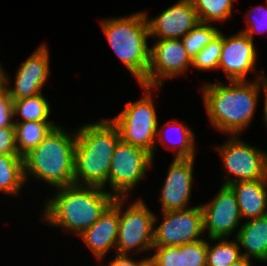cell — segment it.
I'll use <instances>...</instances> for the list:
<instances>
[{
    "label": "cell",
    "mask_w": 267,
    "mask_h": 266,
    "mask_svg": "<svg viewBox=\"0 0 267 266\" xmlns=\"http://www.w3.org/2000/svg\"><path fill=\"white\" fill-rule=\"evenodd\" d=\"M266 87L267 78L204 83L202 100L211 125L228 136H239L253 120L259 92Z\"/></svg>",
    "instance_id": "1"
},
{
    "label": "cell",
    "mask_w": 267,
    "mask_h": 266,
    "mask_svg": "<svg viewBox=\"0 0 267 266\" xmlns=\"http://www.w3.org/2000/svg\"><path fill=\"white\" fill-rule=\"evenodd\" d=\"M44 205L43 220L51 227H61L80 236L113 204L115 197L102 187L69 185Z\"/></svg>",
    "instance_id": "2"
},
{
    "label": "cell",
    "mask_w": 267,
    "mask_h": 266,
    "mask_svg": "<svg viewBox=\"0 0 267 266\" xmlns=\"http://www.w3.org/2000/svg\"><path fill=\"white\" fill-rule=\"evenodd\" d=\"M120 139L119 129L111 119L86 123L78 128L74 184L105 189L111 159Z\"/></svg>",
    "instance_id": "3"
},
{
    "label": "cell",
    "mask_w": 267,
    "mask_h": 266,
    "mask_svg": "<svg viewBox=\"0 0 267 266\" xmlns=\"http://www.w3.org/2000/svg\"><path fill=\"white\" fill-rule=\"evenodd\" d=\"M76 131L59 125L23 156L25 182L32 175L54 188L74 184ZM30 175V176H29Z\"/></svg>",
    "instance_id": "4"
},
{
    "label": "cell",
    "mask_w": 267,
    "mask_h": 266,
    "mask_svg": "<svg viewBox=\"0 0 267 266\" xmlns=\"http://www.w3.org/2000/svg\"><path fill=\"white\" fill-rule=\"evenodd\" d=\"M101 28L109 45L139 85L147 77L150 65V37L145 12L101 20Z\"/></svg>",
    "instance_id": "5"
},
{
    "label": "cell",
    "mask_w": 267,
    "mask_h": 266,
    "mask_svg": "<svg viewBox=\"0 0 267 266\" xmlns=\"http://www.w3.org/2000/svg\"><path fill=\"white\" fill-rule=\"evenodd\" d=\"M140 86L144 96L136 102H127L125 108L111 120L117 125L124 142L145 149L154 160L158 119L151 92L156 87Z\"/></svg>",
    "instance_id": "6"
},
{
    "label": "cell",
    "mask_w": 267,
    "mask_h": 266,
    "mask_svg": "<svg viewBox=\"0 0 267 266\" xmlns=\"http://www.w3.org/2000/svg\"><path fill=\"white\" fill-rule=\"evenodd\" d=\"M125 201L126 198H118L119 228L115 252L128 255L133 250L136 253L152 250L153 230L157 223L155 213L151 212L142 199L131 202L124 211L122 207Z\"/></svg>",
    "instance_id": "7"
},
{
    "label": "cell",
    "mask_w": 267,
    "mask_h": 266,
    "mask_svg": "<svg viewBox=\"0 0 267 266\" xmlns=\"http://www.w3.org/2000/svg\"><path fill=\"white\" fill-rule=\"evenodd\" d=\"M152 163L153 159L149 152L120 139L110 163L109 193L115 198H127L130 190L145 177Z\"/></svg>",
    "instance_id": "8"
},
{
    "label": "cell",
    "mask_w": 267,
    "mask_h": 266,
    "mask_svg": "<svg viewBox=\"0 0 267 266\" xmlns=\"http://www.w3.org/2000/svg\"><path fill=\"white\" fill-rule=\"evenodd\" d=\"M216 146L223 160V168L228 173L223 185L234 182L267 180V153L240 140L237 135ZM237 179H236V178Z\"/></svg>",
    "instance_id": "9"
},
{
    "label": "cell",
    "mask_w": 267,
    "mask_h": 266,
    "mask_svg": "<svg viewBox=\"0 0 267 266\" xmlns=\"http://www.w3.org/2000/svg\"><path fill=\"white\" fill-rule=\"evenodd\" d=\"M162 213L163 221L153 230V247L181 246L202 239L203 212L200 205Z\"/></svg>",
    "instance_id": "10"
},
{
    "label": "cell",
    "mask_w": 267,
    "mask_h": 266,
    "mask_svg": "<svg viewBox=\"0 0 267 266\" xmlns=\"http://www.w3.org/2000/svg\"><path fill=\"white\" fill-rule=\"evenodd\" d=\"M191 61L181 39H158L151 47L147 77L141 84L163 87L164 80L188 71Z\"/></svg>",
    "instance_id": "11"
},
{
    "label": "cell",
    "mask_w": 267,
    "mask_h": 266,
    "mask_svg": "<svg viewBox=\"0 0 267 266\" xmlns=\"http://www.w3.org/2000/svg\"><path fill=\"white\" fill-rule=\"evenodd\" d=\"M218 69L226 74L228 81H247L248 72H254L258 79L267 78L257 71V52L254 41L244 32L239 31L233 36L225 37Z\"/></svg>",
    "instance_id": "12"
},
{
    "label": "cell",
    "mask_w": 267,
    "mask_h": 266,
    "mask_svg": "<svg viewBox=\"0 0 267 266\" xmlns=\"http://www.w3.org/2000/svg\"><path fill=\"white\" fill-rule=\"evenodd\" d=\"M203 212V231L208 230L210 238H227L239 226L241 213L232 189L221 185L213 200L200 205Z\"/></svg>",
    "instance_id": "13"
},
{
    "label": "cell",
    "mask_w": 267,
    "mask_h": 266,
    "mask_svg": "<svg viewBox=\"0 0 267 266\" xmlns=\"http://www.w3.org/2000/svg\"><path fill=\"white\" fill-rule=\"evenodd\" d=\"M195 158H174L160 191L162 212L187 209L193 185Z\"/></svg>",
    "instance_id": "14"
},
{
    "label": "cell",
    "mask_w": 267,
    "mask_h": 266,
    "mask_svg": "<svg viewBox=\"0 0 267 266\" xmlns=\"http://www.w3.org/2000/svg\"><path fill=\"white\" fill-rule=\"evenodd\" d=\"M145 14L150 37L157 39H181L200 22L191 0H179L151 19Z\"/></svg>",
    "instance_id": "15"
},
{
    "label": "cell",
    "mask_w": 267,
    "mask_h": 266,
    "mask_svg": "<svg viewBox=\"0 0 267 266\" xmlns=\"http://www.w3.org/2000/svg\"><path fill=\"white\" fill-rule=\"evenodd\" d=\"M119 228L118 198L104 212V214L79 237L85 242L94 256L101 260L110 251L115 249Z\"/></svg>",
    "instance_id": "16"
},
{
    "label": "cell",
    "mask_w": 267,
    "mask_h": 266,
    "mask_svg": "<svg viewBox=\"0 0 267 266\" xmlns=\"http://www.w3.org/2000/svg\"><path fill=\"white\" fill-rule=\"evenodd\" d=\"M228 186L236 196L241 218L267 215V180L240 181Z\"/></svg>",
    "instance_id": "17"
},
{
    "label": "cell",
    "mask_w": 267,
    "mask_h": 266,
    "mask_svg": "<svg viewBox=\"0 0 267 266\" xmlns=\"http://www.w3.org/2000/svg\"><path fill=\"white\" fill-rule=\"evenodd\" d=\"M235 238L246 251L243 257L267 262V215L245 221Z\"/></svg>",
    "instance_id": "18"
},
{
    "label": "cell",
    "mask_w": 267,
    "mask_h": 266,
    "mask_svg": "<svg viewBox=\"0 0 267 266\" xmlns=\"http://www.w3.org/2000/svg\"><path fill=\"white\" fill-rule=\"evenodd\" d=\"M165 125H167L168 127ZM165 125L162 127V129H160V130H159V128L157 129V136H156L157 139L156 140L159 139V142L161 141V143L165 146L168 142H170L171 139L176 138V140L173 139L175 141L173 144V147L171 146L173 141L170 144V146L173 149V152L175 154L174 157L175 158H195V154H196L195 145H194L195 134L189 128V126H186V125L182 124L181 122H178L176 119L171 120V121L169 120ZM171 128L173 130V132H171V134L176 132V134L173 135L174 136L173 138H172L171 134L169 133L170 131H172ZM167 130L168 131L170 130V131L167 132ZM170 136H171V138H170ZM168 137H169V139H168Z\"/></svg>",
    "instance_id": "19"
},
{
    "label": "cell",
    "mask_w": 267,
    "mask_h": 266,
    "mask_svg": "<svg viewBox=\"0 0 267 266\" xmlns=\"http://www.w3.org/2000/svg\"><path fill=\"white\" fill-rule=\"evenodd\" d=\"M14 121L15 144L18 154L24 156L36 148L57 124L54 122Z\"/></svg>",
    "instance_id": "20"
},
{
    "label": "cell",
    "mask_w": 267,
    "mask_h": 266,
    "mask_svg": "<svg viewBox=\"0 0 267 266\" xmlns=\"http://www.w3.org/2000/svg\"><path fill=\"white\" fill-rule=\"evenodd\" d=\"M25 183L23 157L0 155V191L10 195L21 193Z\"/></svg>",
    "instance_id": "21"
},
{
    "label": "cell",
    "mask_w": 267,
    "mask_h": 266,
    "mask_svg": "<svg viewBox=\"0 0 267 266\" xmlns=\"http://www.w3.org/2000/svg\"><path fill=\"white\" fill-rule=\"evenodd\" d=\"M12 104L14 116L20 114L23 122H54L48 121L51 113L50 104L42 93L32 97L12 100Z\"/></svg>",
    "instance_id": "22"
},
{
    "label": "cell",
    "mask_w": 267,
    "mask_h": 266,
    "mask_svg": "<svg viewBox=\"0 0 267 266\" xmlns=\"http://www.w3.org/2000/svg\"><path fill=\"white\" fill-rule=\"evenodd\" d=\"M210 241L218 243L210 246L207 242V266H229L243 257L236 239L210 238Z\"/></svg>",
    "instance_id": "23"
},
{
    "label": "cell",
    "mask_w": 267,
    "mask_h": 266,
    "mask_svg": "<svg viewBox=\"0 0 267 266\" xmlns=\"http://www.w3.org/2000/svg\"><path fill=\"white\" fill-rule=\"evenodd\" d=\"M202 23L223 22L232 17L233 0H191Z\"/></svg>",
    "instance_id": "24"
},
{
    "label": "cell",
    "mask_w": 267,
    "mask_h": 266,
    "mask_svg": "<svg viewBox=\"0 0 267 266\" xmlns=\"http://www.w3.org/2000/svg\"><path fill=\"white\" fill-rule=\"evenodd\" d=\"M3 69V85L5 92L12 100H18L25 97H32L42 93L47 79L49 77H30L16 76L14 88L10 87V77Z\"/></svg>",
    "instance_id": "25"
},
{
    "label": "cell",
    "mask_w": 267,
    "mask_h": 266,
    "mask_svg": "<svg viewBox=\"0 0 267 266\" xmlns=\"http://www.w3.org/2000/svg\"><path fill=\"white\" fill-rule=\"evenodd\" d=\"M221 31L210 23L199 22L181 38L189 57L193 59Z\"/></svg>",
    "instance_id": "26"
},
{
    "label": "cell",
    "mask_w": 267,
    "mask_h": 266,
    "mask_svg": "<svg viewBox=\"0 0 267 266\" xmlns=\"http://www.w3.org/2000/svg\"><path fill=\"white\" fill-rule=\"evenodd\" d=\"M49 50L41 44L19 67L15 76L48 77L50 75Z\"/></svg>",
    "instance_id": "27"
},
{
    "label": "cell",
    "mask_w": 267,
    "mask_h": 266,
    "mask_svg": "<svg viewBox=\"0 0 267 266\" xmlns=\"http://www.w3.org/2000/svg\"><path fill=\"white\" fill-rule=\"evenodd\" d=\"M223 44V33L222 31L201 51L198 53L191 61V66L203 70L209 71L213 69H218L221 51Z\"/></svg>",
    "instance_id": "28"
},
{
    "label": "cell",
    "mask_w": 267,
    "mask_h": 266,
    "mask_svg": "<svg viewBox=\"0 0 267 266\" xmlns=\"http://www.w3.org/2000/svg\"><path fill=\"white\" fill-rule=\"evenodd\" d=\"M179 253H182V266H207V241L204 239L179 246Z\"/></svg>",
    "instance_id": "29"
},
{
    "label": "cell",
    "mask_w": 267,
    "mask_h": 266,
    "mask_svg": "<svg viewBox=\"0 0 267 266\" xmlns=\"http://www.w3.org/2000/svg\"><path fill=\"white\" fill-rule=\"evenodd\" d=\"M153 255L148 256L155 266H182V253L179 246L153 247Z\"/></svg>",
    "instance_id": "30"
},
{
    "label": "cell",
    "mask_w": 267,
    "mask_h": 266,
    "mask_svg": "<svg viewBox=\"0 0 267 266\" xmlns=\"http://www.w3.org/2000/svg\"><path fill=\"white\" fill-rule=\"evenodd\" d=\"M253 11L255 13L252 15L251 13ZM245 17L247 18L246 21L248 27L240 31L244 32L252 40L254 39V34L267 30V5L266 7H253L247 14H245Z\"/></svg>",
    "instance_id": "31"
},
{
    "label": "cell",
    "mask_w": 267,
    "mask_h": 266,
    "mask_svg": "<svg viewBox=\"0 0 267 266\" xmlns=\"http://www.w3.org/2000/svg\"><path fill=\"white\" fill-rule=\"evenodd\" d=\"M0 155H19L15 144L14 127H0Z\"/></svg>",
    "instance_id": "32"
},
{
    "label": "cell",
    "mask_w": 267,
    "mask_h": 266,
    "mask_svg": "<svg viewBox=\"0 0 267 266\" xmlns=\"http://www.w3.org/2000/svg\"><path fill=\"white\" fill-rule=\"evenodd\" d=\"M13 104L5 90L0 94V127H14Z\"/></svg>",
    "instance_id": "33"
},
{
    "label": "cell",
    "mask_w": 267,
    "mask_h": 266,
    "mask_svg": "<svg viewBox=\"0 0 267 266\" xmlns=\"http://www.w3.org/2000/svg\"><path fill=\"white\" fill-rule=\"evenodd\" d=\"M128 255H120L116 254V257L111 260L109 265L107 266H141L149 257L140 259V260H134Z\"/></svg>",
    "instance_id": "34"
},
{
    "label": "cell",
    "mask_w": 267,
    "mask_h": 266,
    "mask_svg": "<svg viewBox=\"0 0 267 266\" xmlns=\"http://www.w3.org/2000/svg\"><path fill=\"white\" fill-rule=\"evenodd\" d=\"M251 259L246 258V257H242L239 260H237L236 262L232 263L229 266H252L251 265Z\"/></svg>",
    "instance_id": "35"
},
{
    "label": "cell",
    "mask_w": 267,
    "mask_h": 266,
    "mask_svg": "<svg viewBox=\"0 0 267 266\" xmlns=\"http://www.w3.org/2000/svg\"><path fill=\"white\" fill-rule=\"evenodd\" d=\"M264 91V114H263V116H264V119H265V125H266V127H267V87L263 90Z\"/></svg>",
    "instance_id": "36"
},
{
    "label": "cell",
    "mask_w": 267,
    "mask_h": 266,
    "mask_svg": "<svg viewBox=\"0 0 267 266\" xmlns=\"http://www.w3.org/2000/svg\"><path fill=\"white\" fill-rule=\"evenodd\" d=\"M141 266H155V264L148 258Z\"/></svg>",
    "instance_id": "37"
},
{
    "label": "cell",
    "mask_w": 267,
    "mask_h": 266,
    "mask_svg": "<svg viewBox=\"0 0 267 266\" xmlns=\"http://www.w3.org/2000/svg\"><path fill=\"white\" fill-rule=\"evenodd\" d=\"M0 86H4L3 85V69L1 65H0Z\"/></svg>",
    "instance_id": "38"
},
{
    "label": "cell",
    "mask_w": 267,
    "mask_h": 266,
    "mask_svg": "<svg viewBox=\"0 0 267 266\" xmlns=\"http://www.w3.org/2000/svg\"><path fill=\"white\" fill-rule=\"evenodd\" d=\"M4 91V86H0V94Z\"/></svg>",
    "instance_id": "39"
}]
</instances>
